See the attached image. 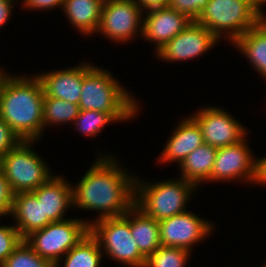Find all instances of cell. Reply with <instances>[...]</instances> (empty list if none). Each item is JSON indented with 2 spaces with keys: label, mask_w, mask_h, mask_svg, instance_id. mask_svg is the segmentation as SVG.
Segmentation results:
<instances>
[{
  "label": "cell",
  "mask_w": 266,
  "mask_h": 267,
  "mask_svg": "<svg viewBox=\"0 0 266 267\" xmlns=\"http://www.w3.org/2000/svg\"><path fill=\"white\" fill-rule=\"evenodd\" d=\"M90 233L107 256L127 267H144L146 258L140 253L124 216L89 220ZM105 250V251H104Z\"/></svg>",
  "instance_id": "cell-8"
},
{
  "label": "cell",
  "mask_w": 266,
  "mask_h": 267,
  "mask_svg": "<svg viewBox=\"0 0 266 267\" xmlns=\"http://www.w3.org/2000/svg\"><path fill=\"white\" fill-rule=\"evenodd\" d=\"M266 185V156L258 158L255 165V177L253 184Z\"/></svg>",
  "instance_id": "cell-33"
},
{
  "label": "cell",
  "mask_w": 266,
  "mask_h": 267,
  "mask_svg": "<svg viewBox=\"0 0 266 267\" xmlns=\"http://www.w3.org/2000/svg\"><path fill=\"white\" fill-rule=\"evenodd\" d=\"M104 0H64L62 11L80 33H96L101 20Z\"/></svg>",
  "instance_id": "cell-20"
},
{
  "label": "cell",
  "mask_w": 266,
  "mask_h": 267,
  "mask_svg": "<svg viewBox=\"0 0 266 267\" xmlns=\"http://www.w3.org/2000/svg\"><path fill=\"white\" fill-rule=\"evenodd\" d=\"M263 18L247 0H208L197 22L219 40L226 35L233 43Z\"/></svg>",
  "instance_id": "cell-5"
},
{
  "label": "cell",
  "mask_w": 266,
  "mask_h": 267,
  "mask_svg": "<svg viewBox=\"0 0 266 267\" xmlns=\"http://www.w3.org/2000/svg\"><path fill=\"white\" fill-rule=\"evenodd\" d=\"M92 66V64L83 63L69 69L36 74L41 81L44 97H54L78 105L83 76Z\"/></svg>",
  "instance_id": "cell-15"
},
{
  "label": "cell",
  "mask_w": 266,
  "mask_h": 267,
  "mask_svg": "<svg viewBox=\"0 0 266 267\" xmlns=\"http://www.w3.org/2000/svg\"><path fill=\"white\" fill-rule=\"evenodd\" d=\"M7 74V71L4 72L3 69L0 68V84H1V81L2 79L4 78V76Z\"/></svg>",
  "instance_id": "cell-37"
},
{
  "label": "cell",
  "mask_w": 266,
  "mask_h": 267,
  "mask_svg": "<svg viewBox=\"0 0 266 267\" xmlns=\"http://www.w3.org/2000/svg\"><path fill=\"white\" fill-rule=\"evenodd\" d=\"M4 76L0 84V117L22 141L43 136L44 91L35 76Z\"/></svg>",
  "instance_id": "cell-2"
},
{
  "label": "cell",
  "mask_w": 266,
  "mask_h": 267,
  "mask_svg": "<svg viewBox=\"0 0 266 267\" xmlns=\"http://www.w3.org/2000/svg\"><path fill=\"white\" fill-rule=\"evenodd\" d=\"M110 156L97 158L78 185L72 186L73 206L100 211L98 219L123 216L135 204V175Z\"/></svg>",
  "instance_id": "cell-1"
},
{
  "label": "cell",
  "mask_w": 266,
  "mask_h": 267,
  "mask_svg": "<svg viewBox=\"0 0 266 267\" xmlns=\"http://www.w3.org/2000/svg\"><path fill=\"white\" fill-rule=\"evenodd\" d=\"M147 12L145 18L143 17L142 36L149 42H155V52L192 22L185 14L168 6Z\"/></svg>",
  "instance_id": "cell-14"
},
{
  "label": "cell",
  "mask_w": 266,
  "mask_h": 267,
  "mask_svg": "<svg viewBox=\"0 0 266 267\" xmlns=\"http://www.w3.org/2000/svg\"><path fill=\"white\" fill-rule=\"evenodd\" d=\"M22 140L0 117V159Z\"/></svg>",
  "instance_id": "cell-30"
},
{
  "label": "cell",
  "mask_w": 266,
  "mask_h": 267,
  "mask_svg": "<svg viewBox=\"0 0 266 267\" xmlns=\"http://www.w3.org/2000/svg\"><path fill=\"white\" fill-rule=\"evenodd\" d=\"M232 44L249 59L253 68L266 78V17Z\"/></svg>",
  "instance_id": "cell-21"
},
{
  "label": "cell",
  "mask_w": 266,
  "mask_h": 267,
  "mask_svg": "<svg viewBox=\"0 0 266 267\" xmlns=\"http://www.w3.org/2000/svg\"><path fill=\"white\" fill-rule=\"evenodd\" d=\"M143 10L135 0H104L97 33L112 41L126 42L136 34L142 36ZM141 27V28H140Z\"/></svg>",
  "instance_id": "cell-9"
},
{
  "label": "cell",
  "mask_w": 266,
  "mask_h": 267,
  "mask_svg": "<svg viewBox=\"0 0 266 267\" xmlns=\"http://www.w3.org/2000/svg\"><path fill=\"white\" fill-rule=\"evenodd\" d=\"M89 232L87 219L71 218L51 222L44 228L31 232L24 240L40 257L59 267L64 255Z\"/></svg>",
  "instance_id": "cell-7"
},
{
  "label": "cell",
  "mask_w": 266,
  "mask_h": 267,
  "mask_svg": "<svg viewBox=\"0 0 266 267\" xmlns=\"http://www.w3.org/2000/svg\"><path fill=\"white\" fill-rule=\"evenodd\" d=\"M207 3L208 0H170L168 7L185 14L192 21H197Z\"/></svg>",
  "instance_id": "cell-29"
},
{
  "label": "cell",
  "mask_w": 266,
  "mask_h": 267,
  "mask_svg": "<svg viewBox=\"0 0 266 267\" xmlns=\"http://www.w3.org/2000/svg\"><path fill=\"white\" fill-rule=\"evenodd\" d=\"M64 256L63 267H99L103 253L97 239L89 232Z\"/></svg>",
  "instance_id": "cell-23"
},
{
  "label": "cell",
  "mask_w": 266,
  "mask_h": 267,
  "mask_svg": "<svg viewBox=\"0 0 266 267\" xmlns=\"http://www.w3.org/2000/svg\"><path fill=\"white\" fill-rule=\"evenodd\" d=\"M203 134L204 143L215 148L239 143L246 137L247 130L228 111L219 107L201 108L191 116Z\"/></svg>",
  "instance_id": "cell-10"
},
{
  "label": "cell",
  "mask_w": 266,
  "mask_h": 267,
  "mask_svg": "<svg viewBox=\"0 0 266 267\" xmlns=\"http://www.w3.org/2000/svg\"><path fill=\"white\" fill-rule=\"evenodd\" d=\"M217 148L203 144L191 152L180 164L181 178L196 187L209 181L215 162Z\"/></svg>",
  "instance_id": "cell-22"
},
{
  "label": "cell",
  "mask_w": 266,
  "mask_h": 267,
  "mask_svg": "<svg viewBox=\"0 0 266 267\" xmlns=\"http://www.w3.org/2000/svg\"><path fill=\"white\" fill-rule=\"evenodd\" d=\"M173 131L157 158L160 163L176 161L180 164L191 152L204 144L201 129L191 116L179 122Z\"/></svg>",
  "instance_id": "cell-17"
},
{
  "label": "cell",
  "mask_w": 266,
  "mask_h": 267,
  "mask_svg": "<svg viewBox=\"0 0 266 267\" xmlns=\"http://www.w3.org/2000/svg\"><path fill=\"white\" fill-rule=\"evenodd\" d=\"M246 137L237 144L217 148L209 181H235L253 183L256 159L246 143Z\"/></svg>",
  "instance_id": "cell-13"
},
{
  "label": "cell",
  "mask_w": 266,
  "mask_h": 267,
  "mask_svg": "<svg viewBox=\"0 0 266 267\" xmlns=\"http://www.w3.org/2000/svg\"><path fill=\"white\" fill-rule=\"evenodd\" d=\"M10 215L14 216L17 222L15 228L23 239L51 223L48 218H43L42 204L32 192L14 194Z\"/></svg>",
  "instance_id": "cell-18"
},
{
  "label": "cell",
  "mask_w": 266,
  "mask_h": 267,
  "mask_svg": "<svg viewBox=\"0 0 266 267\" xmlns=\"http://www.w3.org/2000/svg\"><path fill=\"white\" fill-rule=\"evenodd\" d=\"M0 267H55L45 258L40 257L23 239Z\"/></svg>",
  "instance_id": "cell-26"
},
{
  "label": "cell",
  "mask_w": 266,
  "mask_h": 267,
  "mask_svg": "<svg viewBox=\"0 0 266 267\" xmlns=\"http://www.w3.org/2000/svg\"><path fill=\"white\" fill-rule=\"evenodd\" d=\"M22 240L23 238L15 228V225H0V266Z\"/></svg>",
  "instance_id": "cell-28"
},
{
  "label": "cell",
  "mask_w": 266,
  "mask_h": 267,
  "mask_svg": "<svg viewBox=\"0 0 266 267\" xmlns=\"http://www.w3.org/2000/svg\"><path fill=\"white\" fill-rule=\"evenodd\" d=\"M251 5H253L264 17L265 13L262 11V5L266 4V0H247Z\"/></svg>",
  "instance_id": "cell-36"
},
{
  "label": "cell",
  "mask_w": 266,
  "mask_h": 267,
  "mask_svg": "<svg viewBox=\"0 0 266 267\" xmlns=\"http://www.w3.org/2000/svg\"><path fill=\"white\" fill-rule=\"evenodd\" d=\"M123 216L130 223L131 234L140 253L145 258L152 255L161 246L159 222L135 204Z\"/></svg>",
  "instance_id": "cell-19"
},
{
  "label": "cell",
  "mask_w": 266,
  "mask_h": 267,
  "mask_svg": "<svg viewBox=\"0 0 266 267\" xmlns=\"http://www.w3.org/2000/svg\"><path fill=\"white\" fill-rule=\"evenodd\" d=\"M31 142L35 141H21L0 159L1 172L14 194L32 192L53 176L42 157L31 148Z\"/></svg>",
  "instance_id": "cell-6"
},
{
  "label": "cell",
  "mask_w": 266,
  "mask_h": 267,
  "mask_svg": "<svg viewBox=\"0 0 266 267\" xmlns=\"http://www.w3.org/2000/svg\"><path fill=\"white\" fill-rule=\"evenodd\" d=\"M219 39L197 21L186 28L156 51L158 58L166 62L190 60L211 49Z\"/></svg>",
  "instance_id": "cell-12"
},
{
  "label": "cell",
  "mask_w": 266,
  "mask_h": 267,
  "mask_svg": "<svg viewBox=\"0 0 266 267\" xmlns=\"http://www.w3.org/2000/svg\"><path fill=\"white\" fill-rule=\"evenodd\" d=\"M118 122L110 113L99 112L94 110H80L73 125H76V130L86 136H96L103 130L104 125L108 123Z\"/></svg>",
  "instance_id": "cell-27"
},
{
  "label": "cell",
  "mask_w": 266,
  "mask_h": 267,
  "mask_svg": "<svg viewBox=\"0 0 266 267\" xmlns=\"http://www.w3.org/2000/svg\"><path fill=\"white\" fill-rule=\"evenodd\" d=\"M191 253L189 250L161 245L148 256L144 267H185Z\"/></svg>",
  "instance_id": "cell-25"
},
{
  "label": "cell",
  "mask_w": 266,
  "mask_h": 267,
  "mask_svg": "<svg viewBox=\"0 0 266 267\" xmlns=\"http://www.w3.org/2000/svg\"><path fill=\"white\" fill-rule=\"evenodd\" d=\"M170 0H135L142 10L167 7Z\"/></svg>",
  "instance_id": "cell-35"
},
{
  "label": "cell",
  "mask_w": 266,
  "mask_h": 267,
  "mask_svg": "<svg viewBox=\"0 0 266 267\" xmlns=\"http://www.w3.org/2000/svg\"><path fill=\"white\" fill-rule=\"evenodd\" d=\"M14 193L5 176L0 172V218L9 216L12 211Z\"/></svg>",
  "instance_id": "cell-31"
},
{
  "label": "cell",
  "mask_w": 266,
  "mask_h": 267,
  "mask_svg": "<svg viewBox=\"0 0 266 267\" xmlns=\"http://www.w3.org/2000/svg\"><path fill=\"white\" fill-rule=\"evenodd\" d=\"M64 0H23L26 9L47 10L54 7H62Z\"/></svg>",
  "instance_id": "cell-32"
},
{
  "label": "cell",
  "mask_w": 266,
  "mask_h": 267,
  "mask_svg": "<svg viewBox=\"0 0 266 267\" xmlns=\"http://www.w3.org/2000/svg\"><path fill=\"white\" fill-rule=\"evenodd\" d=\"M141 181V182H140ZM197 187L184 180L168 179L145 183L135 178V205L158 222L186 212V205Z\"/></svg>",
  "instance_id": "cell-4"
},
{
  "label": "cell",
  "mask_w": 266,
  "mask_h": 267,
  "mask_svg": "<svg viewBox=\"0 0 266 267\" xmlns=\"http://www.w3.org/2000/svg\"><path fill=\"white\" fill-rule=\"evenodd\" d=\"M159 228L161 245L182 248L191 252V247L206 239L214 227L213 223L187 210L159 221Z\"/></svg>",
  "instance_id": "cell-11"
},
{
  "label": "cell",
  "mask_w": 266,
  "mask_h": 267,
  "mask_svg": "<svg viewBox=\"0 0 266 267\" xmlns=\"http://www.w3.org/2000/svg\"><path fill=\"white\" fill-rule=\"evenodd\" d=\"M79 105L54 97H44L43 130L50 124L73 123L79 114Z\"/></svg>",
  "instance_id": "cell-24"
},
{
  "label": "cell",
  "mask_w": 266,
  "mask_h": 267,
  "mask_svg": "<svg viewBox=\"0 0 266 267\" xmlns=\"http://www.w3.org/2000/svg\"><path fill=\"white\" fill-rule=\"evenodd\" d=\"M15 0H0V28L8 22L11 17L12 7Z\"/></svg>",
  "instance_id": "cell-34"
},
{
  "label": "cell",
  "mask_w": 266,
  "mask_h": 267,
  "mask_svg": "<svg viewBox=\"0 0 266 267\" xmlns=\"http://www.w3.org/2000/svg\"><path fill=\"white\" fill-rule=\"evenodd\" d=\"M32 193L42 204L43 218L51 222L66 220L65 212L73 207V198L72 185L64 177L53 175Z\"/></svg>",
  "instance_id": "cell-16"
},
{
  "label": "cell",
  "mask_w": 266,
  "mask_h": 267,
  "mask_svg": "<svg viewBox=\"0 0 266 267\" xmlns=\"http://www.w3.org/2000/svg\"><path fill=\"white\" fill-rule=\"evenodd\" d=\"M106 69L92 66L83 76L80 110L110 113L118 122L136 116L139 105Z\"/></svg>",
  "instance_id": "cell-3"
}]
</instances>
